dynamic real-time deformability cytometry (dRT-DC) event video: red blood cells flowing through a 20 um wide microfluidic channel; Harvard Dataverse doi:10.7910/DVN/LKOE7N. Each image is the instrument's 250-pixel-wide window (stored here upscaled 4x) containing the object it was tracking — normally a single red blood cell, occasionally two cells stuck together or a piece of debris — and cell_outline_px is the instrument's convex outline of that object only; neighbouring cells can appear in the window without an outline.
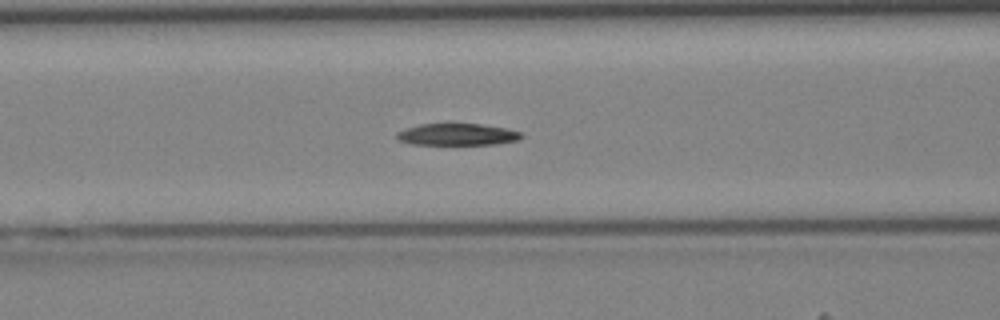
{"species": "Egyptian fruit bat (a non-hibernating species)", "species_latin": "Rousettus aegyptiacus", "temperature_condition": "cold", "stored_images_in_passage": 43, "camera_frame_rate_fps": 3000, "um_per_image_px": 0.085, "animal": {"sex": "female"}, "frame": {"image": 1, "passage_image": 17, "time_ms": 5.333, "image_size_px": [1000, 320], "cell_outline_px": [[524, 136], [520, 140], [496, 144], [412, 144], [396, 140], [396, 132], [420, 124], [480, 124], [504, 128], [520, 132]], "centroid_in_image_um": [38.86, 11.43], "position_along_channel_um": 127.7, "area_um2": 15.72}}
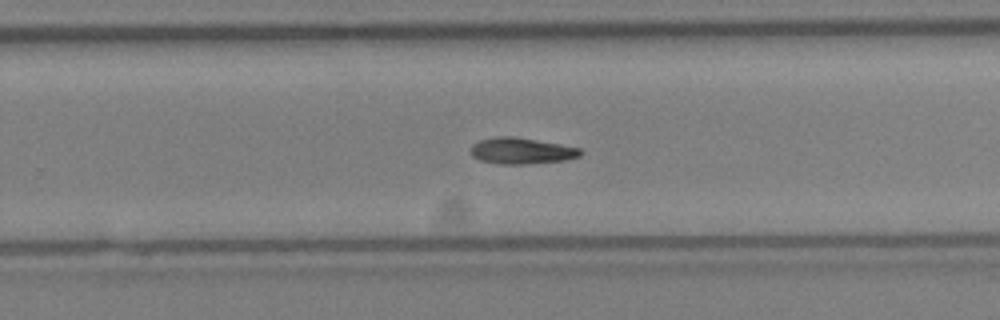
{"frame": {"image": 2, "passage_image": 27, "time_ms": 8.667, "image_size_px": [1000, 320], "cell_outline_px": [[584, 152], [580, 156], [568, 160], [528, 164], [496, 164], [480, 160], [472, 156], [472, 144], [480, 140], [496, 136], [512, 136], [560, 144], [580, 148]], "centroid_in_image_um": [44.35, 12.83], "position_along_channel_um": 285.4, "area_um2": 16.88}}
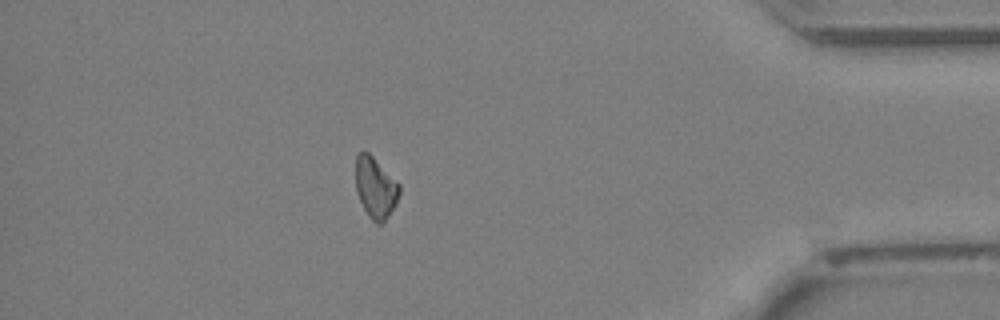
{"frame": {"image": 3, "passage_image": 37, "time_ms": 12.0, "image_size_px": [1000, 320], "cell_outline_px": [[400, 192], [396, 204], [384, 224], [376, 224], [368, 216], [356, 192], [356, 156], [360, 152], [368, 152], [400, 184]], "centroid_in_image_um": [31.93, 15.99], "position_along_channel_um": 403.3, "area_um2": 15.55}}